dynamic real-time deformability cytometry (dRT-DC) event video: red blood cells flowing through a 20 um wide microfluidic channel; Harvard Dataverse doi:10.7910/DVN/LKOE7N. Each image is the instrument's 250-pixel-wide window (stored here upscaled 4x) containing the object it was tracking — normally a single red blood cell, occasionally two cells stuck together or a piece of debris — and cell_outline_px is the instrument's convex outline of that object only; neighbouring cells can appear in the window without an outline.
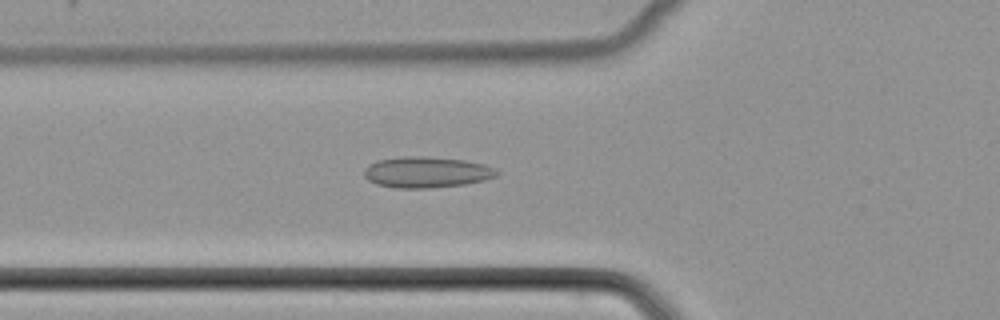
{"species": "common noctule bat (a hibernating species)", "species_latin": "Nyctalus noctula", "temperature_condition": "cold", "stored_images_in_passage": 50, "camera_frame_rate_fps": 3000, "um_per_image_px": 0.085, "animal": {"sex": "female", "body_mass_g": 22.7, "forearm_length_mm": 54.2}, "frame": {"image": 1, "passage_image": 18, "time_ms": 5.667, "image_size_px": [1000, 320], "cell_outline_px": [[500, 172], [496, 176], [484, 180], [464, 184], [428, 188], [392, 188], [376, 184], [368, 180], [364, 176], [364, 168], [368, 164], [376, 160], [404, 156], [428, 156], [464, 160], [484, 164], [496, 168]], "centroid_in_image_um": [36.23, 14.63], "position_along_channel_um": 89.6, "area_um2": 24.22}}
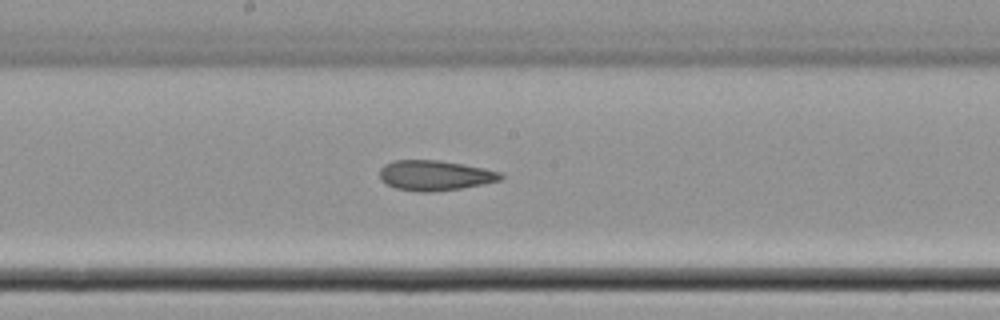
{"frame": {"image": 2, "passage_image": 27, "time_ms": 8.667, "image_size_px": [1000, 320], "cell_outline_px": [[504, 176], [500, 180], [484, 184], [460, 188], [432, 192], [416, 192], [396, 188], [380, 180], [380, 168], [384, 164], [392, 160], [440, 160], [464, 164], [504, 172]], "centroid_in_image_um": [36.98, 14.9], "position_along_channel_um": 211.2, "area_um2": 21.5}}
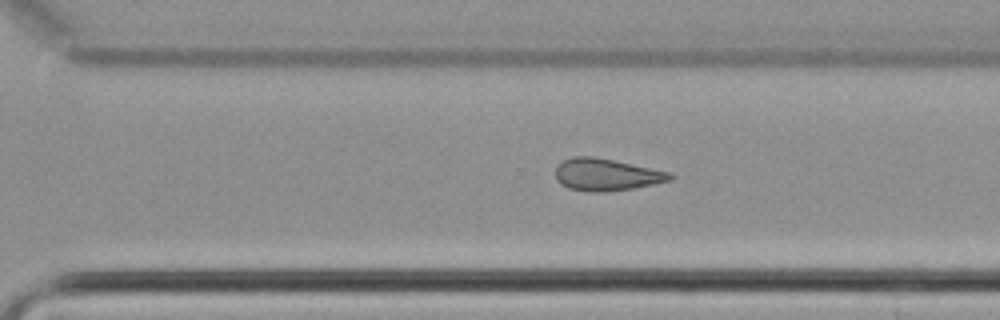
{"frame": {"image": 3, "passage_image": 35, "time_ms": 11.333, "image_size_px": [1000, 320], "cell_outline_px": [[676, 176], [672, 180], [632, 188], [604, 192], [588, 192], [568, 188], [560, 184], [556, 180], [556, 164], [560, 160], [572, 156], [592, 156], [672, 172]], "centroid_in_image_um": [51.51, 14.84], "position_along_channel_um": 319.1, "area_um2": 21.68}}